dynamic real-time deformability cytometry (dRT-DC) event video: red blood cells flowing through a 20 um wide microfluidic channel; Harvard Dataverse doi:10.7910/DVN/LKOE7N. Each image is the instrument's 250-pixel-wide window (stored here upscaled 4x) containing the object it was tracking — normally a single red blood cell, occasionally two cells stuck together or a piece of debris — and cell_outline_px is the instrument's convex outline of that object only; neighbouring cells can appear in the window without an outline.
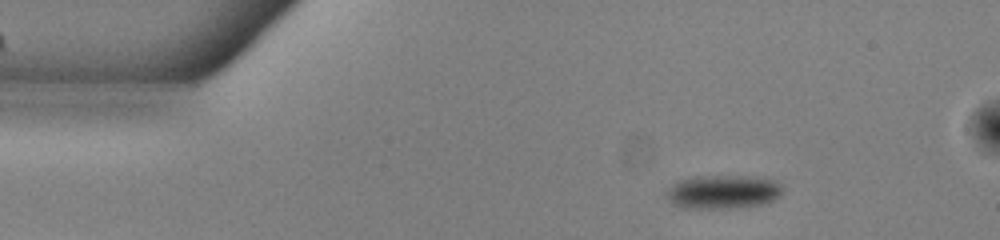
{"species": "common noctule bat (a hibernating species)", "species_latin": "Nyctalus noctula", "temperature_condition": "warm", "stored_images_in_passage": 46, "camera_frame_rate_fps": 3000, "um_per_image_px": 0.085, "animal": {"sex": "male", "body_mass_g": 13.0, "forearm_length_mm": 53.1}, "frame": {"image": 1, "passage_image": 1, "time_ms": 0.0, "image_size_px": [1000, 240], "cell_outline_px": [[784, 188], [780, 196], [764, 204], [728, 208], [684, 208], [676, 204], [668, 196], [668, 188], [676, 180], [696, 176], [764, 176], [780, 184]], "centroid_in_image_um": [61.51, 16.28], "position_along_channel_um": 23.5, "area_um2": 22.83}}
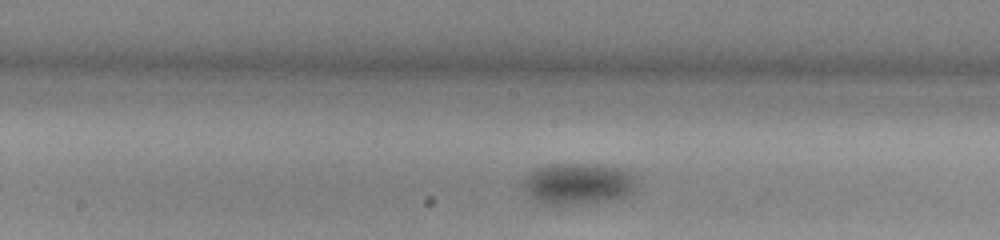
{"frame": {"image": 2, "passage_image": 20, "time_ms": 6.333, "image_size_px": [1000, 240], "cell_outline_px": [[636, 188], [632, 192], [624, 196], [604, 200], [560, 204], [548, 204], [532, 196], [524, 188], [524, 180], [528, 172], [536, 168], [548, 164], [584, 164], [616, 168], [628, 172], [632, 176]], "centroid_in_image_um": [49.09, 15.59], "position_along_channel_um": 199.1, "area_um2": 26.07}}
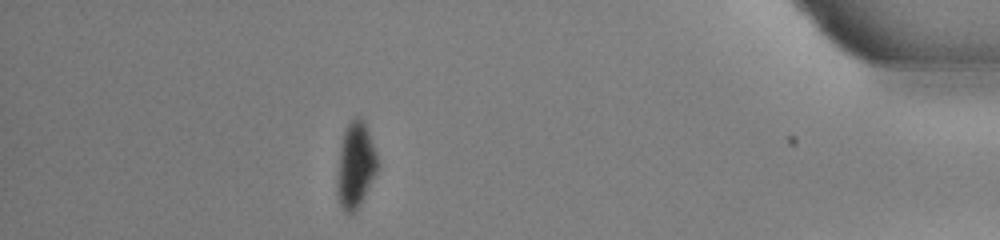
{"frame": {"image": 3, "passage_image": 40, "time_ms": 13.0, "image_size_px": [1000, 240], "cell_outline_px": [[380, 164], [360, 204], [352, 212], [344, 212], [340, 204], [336, 188], [336, 180], [340, 148], [344, 128], [356, 116], [360, 116], [364, 120], [376, 152]], "centroid_in_image_um": [30.21, 14.0], "position_along_channel_um": 405.0, "area_um2": 20.11}, "authors_computed_cell_mechanics": {"area_um2": 24.2471, "velocity_mm_per_s": 3.8862, "shape_relaxation_time_tau1_ms": 2.1879, "shape_relaxation_time_tau2_ms": null, "deformation_change_tau1": 0.0622, "deformation_change_tau2": null}}